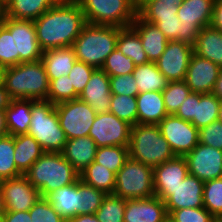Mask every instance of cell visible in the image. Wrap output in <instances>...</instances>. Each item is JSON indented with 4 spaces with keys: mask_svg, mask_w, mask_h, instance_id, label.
Returning <instances> with one entry per match:
<instances>
[{
    "mask_svg": "<svg viewBox=\"0 0 222 222\" xmlns=\"http://www.w3.org/2000/svg\"><path fill=\"white\" fill-rule=\"evenodd\" d=\"M85 24L84 13L76 0H59L34 20L37 40L43 52L72 47Z\"/></svg>",
    "mask_w": 222,
    "mask_h": 222,
    "instance_id": "obj_1",
    "label": "cell"
},
{
    "mask_svg": "<svg viewBox=\"0 0 222 222\" xmlns=\"http://www.w3.org/2000/svg\"><path fill=\"white\" fill-rule=\"evenodd\" d=\"M3 85L11 99L47 100L49 80L42 60L5 68Z\"/></svg>",
    "mask_w": 222,
    "mask_h": 222,
    "instance_id": "obj_2",
    "label": "cell"
},
{
    "mask_svg": "<svg viewBox=\"0 0 222 222\" xmlns=\"http://www.w3.org/2000/svg\"><path fill=\"white\" fill-rule=\"evenodd\" d=\"M24 175L40 191L41 197L79 179V173L62 154L53 152H45Z\"/></svg>",
    "mask_w": 222,
    "mask_h": 222,
    "instance_id": "obj_3",
    "label": "cell"
},
{
    "mask_svg": "<svg viewBox=\"0 0 222 222\" xmlns=\"http://www.w3.org/2000/svg\"><path fill=\"white\" fill-rule=\"evenodd\" d=\"M121 27L86 23L72 44L76 59L101 68L117 47Z\"/></svg>",
    "mask_w": 222,
    "mask_h": 222,
    "instance_id": "obj_4",
    "label": "cell"
},
{
    "mask_svg": "<svg viewBox=\"0 0 222 222\" xmlns=\"http://www.w3.org/2000/svg\"><path fill=\"white\" fill-rule=\"evenodd\" d=\"M128 153L129 158L152 167L175 157L158 124L132 126Z\"/></svg>",
    "mask_w": 222,
    "mask_h": 222,
    "instance_id": "obj_5",
    "label": "cell"
},
{
    "mask_svg": "<svg viewBox=\"0 0 222 222\" xmlns=\"http://www.w3.org/2000/svg\"><path fill=\"white\" fill-rule=\"evenodd\" d=\"M27 134L41 145L44 152H62L67 138L60 126L54 103L36 100L32 104L31 123Z\"/></svg>",
    "mask_w": 222,
    "mask_h": 222,
    "instance_id": "obj_6",
    "label": "cell"
},
{
    "mask_svg": "<svg viewBox=\"0 0 222 222\" xmlns=\"http://www.w3.org/2000/svg\"><path fill=\"white\" fill-rule=\"evenodd\" d=\"M86 23L129 27L137 16L138 0H76Z\"/></svg>",
    "mask_w": 222,
    "mask_h": 222,
    "instance_id": "obj_7",
    "label": "cell"
},
{
    "mask_svg": "<svg viewBox=\"0 0 222 222\" xmlns=\"http://www.w3.org/2000/svg\"><path fill=\"white\" fill-rule=\"evenodd\" d=\"M113 195L126 200L155 196L153 167L128 158L116 173Z\"/></svg>",
    "mask_w": 222,
    "mask_h": 222,
    "instance_id": "obj_8",
    "label": "cell"
},
{
    "mask_svg": "<svg viewBox=\"0 0 222 222\" xmlns=\"http://www.w3.org/2000/svg\"><path fill=\"white\" fill-rule=\"evenodd\" d=\"M60 126L68 139L87 137L96 117L91 106L79 98L55 105Z\"/></svg>",
    "mask_w": 222,
    "mask_h": 222,
    "instance_id": "obj_9",
    "label": "cell"
},
{
    "mask_svg": "<svg viewBox=\"0 0 222 222\" xmlns=\"http://www.w3.org/2000/svg\"><path fill=\"white\" fill-rule=\"evenodd\" d=\"M214 2L215 0H183L177 11L182 26L181 42L194 46L200 29L211 25Z\"/></svg>",
    "mask_w": 222,
    "mask_h": 222,
    "instance_id": "obj_10",
    "label": "cell"
},
{
    "mask_svg": "<svg viewBox=\"0 0 222 222\" xmlns=\"http://www.w3.org/2000/svg\"><path fill=\"white\" fill-rule=\"evenodd\" d=\"M131 127L129 123L119 119L116 115L107 112L96 114L88 136L97 147L129 146Z\"/></svg>",
    "mask_w": 222,
    "mask_h": 222,
    "instance_id": "obj_11",
    "label": "cell"
},
{
    "mask_svg": "<svg viewBox=\"0 0 222 222\" xmlns=\"http://www.w3.org/2000/svg\"><path fill=\"white\" fill-rule=\"evenodd\" d=\"M203 191L204 182L189 173L173 190H154L164 201L168 215L173 210L204 207Z\"/></svg>",
    "mask_w": 222,
    "mask_h": 222,
    "instance_id": "obj_12",
    "label": "cell"
},
{
    "mask_svg": "<svg viewBox=\"0 0 222 222\" xmlns=\"http://www.w3.org/2000/svg\"><path fill=\"white\" fill-rule=\"evenodd\" d=\"M158 126L175 156H185L199 143V129L174 114H168Z\"/></svg>",
    "mask_w": 222,
    "mask_h": 222,
    "instance_id": "obj_13",
    "label": "cell"
},
{
    "mask_svg": "<svg viewBox=\"0 0 222 222\" xmlns=\"http://www.w3.org/2000/svg\"><path fill=\"white\" fill-rule=\"evenodd\" d=\"M0 197L3 211H29L41 194L22 174L1 181Z\"/></svg>",
    "mask_w": 222,
    "mask_h": 222,
    "instance_id": "obj_14",
    "label": "cell"
},
{
    "mask_svg": "<svg viewBox=\"0 0 222 222\" xmlns=\"http://www.w3.org/2000/svg\"><path fill=\"white\" fill-rule=\"evenodd\" d=\"M193 53L192 45L179 40H169L164 52L155 63L169 82L182 81L185 79Z\"/></svg>",
    "mask_w": 222,
    "mask_h": 222,
    "instance_id": "obj_15",
    "label": "cell"
},
{
    "mask_svg": "<svg viewBox=\"0 0 222 222\" xmlns=\"http://www.w3.org/2000/svg\"><path fill=\"white\" fill-rule=\"evenodd\" d=\"M184 157L188 173L203 182L222 177V150L198 143Z\"/></svg>",
    "mask_w": 222,
    "mask_h": 222,
    "instance_id": "obj_16",
    "label": "cell"
},
{
    "mask_svg": "<svg viewBox=\"0 0 222 222\" xmlns=\"http://www.w3.org/2000/svg\"><path fill=\"white\" fill-rule=\"evenodd\" d=\"M219 70L220 67L212 61L193 53L184 81L192 92L212 93Z\"/></svg>",
    "mask_w": 222,
    "mask_h": 222,
    "instance_id": "obj_17",
    "label": "cell"
},
{
    "mask_svg": "<svg viewBox=\"0 0 222 222\" xmlns=\"http://www.w3.org/2000/svg\"><path fill=\"white\" fill-rule=\"evenodd\" d=\"M111 96L109 75L96 68L78 98L88 103L96 114H102L109 111Z\"/></svg>",
    "mask_w": 222,
    "mask_h": 222,
    "instance_id": "obj_18",
    "label": "cell"
},
{
    "mask_svg": "<svg viewBox=\"0 0 222 222\" xmlns=\"http://www.w3.org/2000/svg\"><path fill=\"white\" fill-rule=\"evenodd\" d=\"M167 219L164 201L157 196L126 200L124 222H166Z\"/></svg>",
    "mask_w": 222,
    "mask_h": 222,
    "instance_id": "obj_19",
    "label": "cell"
},
{
    "mask_svg": "<svg viewBox=\"0 0 222 222\" xmlns=\"http://www.w3.org/2000/svg\"><path fill=\"white\" fill-rule=\"evenodd\" d=\"M16 65L41 60L43 51L39 46L33 20L15 19Z\"/></svg>",
    "mask_w": 222,
    "mask_h": 222,
    "instance_id": "obj_20",
    "label": "cell"
},
{
    "mask_svg": "<svg viewBox=\"0 0 222 222\" xmlns=\"http://www.w3.org/2000/svg\"><path fill=\"white\" fill-rule=\"evenodd\" d=\"M188 175V165L184 156L153 167L154 190H173Z\"/></svg>",
    "mask_w": 222,
    "mask_h": 222,
    "instance_id": "obj_21",
    "label": "cell"
},
{
    "mask_svg": "<svg viewBox=\"0 0 222 222\" xmlns=\"http://www.w3.org/2000/svg\"><path fill=\"white\" fill-rule=\"evenodd\" d=\"M139 35L149 62H156L165 50L168 39L156 25L146 22L138 15L130 25Z\"/></svg>",
    "mask_w": 222,
    "mask_h": 222,
    "instance_id": "obj_22",
    "label": "cell"
},
{
    "mask_svg": "<svg viewBox=\"0 0 222 222\" xmlns=\"http://www.w3.org/2000/svg\"><path fill=\"white\" fill-rule=\"evenodd\" d=\"M97 148L91 137H77L67 140L61 154L80 173L95 160Z\"/></svg>",
    "mask_w": 222,
    "mask_h": 222,
    "instance_id": "obj_23",
    "label": "cell"
},
{
    "mask_svg": "<svg viewBox=\"0 0 222 222\" xmlns=\"http://www.w3.org/2000/svg\"><path fill=\"white\" fill-rule=\"evenodd\" d=\"M137 100V124H159L168 115L161 92L139 93Z\"/></svg>",
    "mask_w": 222,
    "mask_h": 222,
    "instance_id": "obj_24",
    "label": "cell"
},
{
    "mask_svg": "<svg viewBox=\"0 0 222 222\" xmlns=\"http://www.w3.org/2000/svg\"><path fill=\"white\" fill-rule=\"evenodd\" d=\"M81 191L78 189V180L59 188L45 198L53 205L54 209L65 219L80 215Z\"/></svg>",
    "mask_w": 222,
    "mask_h": 222,
    "instance_id": "obj_25",
    "label": "cell"
},
{
    "mask_svg": "<svg viewBox=\"0 0 222 222\" xmlns=\"http://www.w3.org/2000/svg\"><path fill=\"white\" fill-rule=\"evenodd\" d=\"M193 48L198 56L222 67V32L218 29L211 25L201 28Z\"/></svg>",
    "mask_w": 222,
    "mask_h": 222,
    "instance_id": "obj_26",
    "label": "cell"
},
{
    "mask_svg": "<svg viewBox=\"0 0 222 222\" xmlns=\"http://www.w3.org/2000/svg\"><path fill=\"white\" fill-rule=\"evenodd\" d=\"M36 100L11 99L5 109L8 134H27L31 123V107Z\"/></svg>",
    "mask_w": 222,
    "mask_h": 222,
    "instance_id": "obj_27",
    "label": "cell"
},
{
    "mask_svg": "<svg viewBox=\"0 0 222 222\" xmlns=\"http://www.w3.org/2000/svg\"><path fill=\"white\" fill-rule=\"evenodd\" d=\"M41 60L46 68L48 80L52 81L67 76L77 59L73 48L65 47L44 51Z\"/></svg>",
    "mask_w": 222,
    "mask_h": 222,
    "instance_id": "obj_28",
    "label": "cell"
},
{
    "mask_svg": "<svg viewBox=\"0 0 222 222\" xmlns=\"http://www.w3.org/2000/svg\"><path fill=\"white\" fill-rule=\"evenodd\" d=\"M14 145V161L22 174L45 153L41 145L28 134L14 136Z\"/></svg>",
    "mask_w": 222,
    "mask_h": 222,
    "instance_id": "obj_29",
    "label": "cell"
},
{
    "mask_svg": "<svg viewBox=\"0 0 222 222\" xmlns=\"http://www.w3.org/2000/svg\"><path fill=\"white\" fill-rule=\"evenodd\" d=\"M183 0H138L137 15L153 24L157 19L175 18Z\"/></svg>",
    "mask_w": 222,
    "mask_h": 222,
    "instance_id": "obj_30",
    "label": "cell"
},
{
    "mask_svg": "<svg viewBox=\"0 0 222 222\" xmlns=\"http://www.w3.org/2000/svg\"><path fill=\"white\" fill-rule=\"evenodd\" d=\"M59 0H11L7 16L16 20H36Z\"/></svg>",
    "mask_w": 222,
    "mask_h": 222,
    "instance_id": "obj_31",
    "label": "cell"
},
{
    "mask_svg": "<svg viewBox=\"0 0 222 222\" xmlns=\"http://www.w3.org/2000/svg\"><path fill=\"white\" fill-rule=\"evenodd\" d=\"M132 75L138 86L139 93L150 91L162 92L169 82L158 70L154 62L135 66Z\"/></svg>",
    "mask_w": 222,
    "mask_h": 222,
    "instance_id": "obj_32",
    "label": "cell"
},
{
    "mask_svg": "<svg viewBox=\"0 0 222 222\" xmlns=\"http://www.w3.org/2000/svg\"><path fill=\"white\" fill-rule=\"evenodd\" d=\"M116 174L106 168L104 165L93 161L82 172L79 173V179L104 191L106 194H113L115 189Z\"/></svg>",
    "mask_w": 222,
    "mask_h": 222,
    "instance_id": "obj_33",
    "label": "cell"
},
{
    "mask_svg": "<svg viewBox=\"0 0 222 222\" xmlns=\"http://www.w3.org/2000/svg\"><path fill=\"white\" fill-rule=\"evenodd\" d=\"M221 101L213 93H196L195 117L191 123L197 128L218 120Z\"/></svg>",
    "mask_w": 222,
    "mask_h": 222,
    "instance_id": "obj_34",
    "label": "cell"
},
{
    "mask_svg": "<svg viewBox=\"0 0 222 222\" xmlns=\"http://www.w3.org/2000/svg\"><path fill=\"white\" fill-rule=\"evenodd\" d=\"M117 48L122 51L123 55L130 57L136 66L149 62L140 37L131 26L119 30Z\"/></svg>",
    "mask_w": 222,
    "mask_h": 222,
    "instance_id": "obj_35",
    "label": "cell"
},
{
    "mask_svg": "<svg viewBox=\"0 0 222 222\" xmlns=\"http://www.w3.org/2000/svg\"><path fill=\"white\" fill-rule=\"evenodd\" d=\"M0 65H16L15 19L9 17L0 25Z\"/></svg>",
    "mask_w": 222,
    "mask_h": 222,
    "instance_id": "obj_36",
    "label": "cell"
},
{
    "mask_svg": "<svg viewBox=\"0 0 222 222\" xmlns=\"http://www.w3.org/2000/svg\"><path fill=\"white\" fill-rule=\"evenodd\" d=\"M14 136L7 134L0 137V180L22 175L14 161Z\"/></svg>",
    "mask_w": 222,
    "mask_h": 222,
    "instance_id": "obj_37",
    "label": "cell"
},
{
    "mask_svg": "<svg viewBox=\"0 0 222 222\" xmlns=\"http://www.w3.org/2000/svg\"><path fill=\"white\" fill-rule=\"evenodd\" d=\"M128 158V147L104 146L97 148L94 161L98 164L104 165L116 174L123 167Z\"/></svg>",
    "mask_w": 222,
    "mask_h": 222,
    "instance_id": "obj_38",
    "label": "cell"
},
{
    "mask_svg": "<svg viewBox=\"0 0 222 222\" xmlns=\"http://www.w3.org/2000/svg\"><path fill=\"white\" fill-rule=\"evenodd\" d=\"M130 125L137 124V100L134 96L112 94L109 111Z\"/></svg>",
    "mask_w": 222,
    "mask_h": 222,
    "instance_id": "obj_39",
    "label": "cell"
},
{
    "mask_svg": "<svg viewBox=\"0 0 222 222\" xmlns=\"http://www.w3.org/2000/svg\"><path fill=\"white\" fill-rule=\"evenodd\" d=\"M126 199L107 194L95 213L100 222H124Z\"/></svg>",
    "mask_w": 222,
    "mask_h": 222,
    "instance_id": "obj_40",
    "label": "cell"
},
{
    "mask_svg": "<svg viewBox=\"0 0 222 222\" xmlns=\"http://www.w3.org/2000/svg\"><path fill=\"white\" fill-rule=\"evenodd\" d=\"M203 204L216 219L222 218V177L204 182Z\"/></svg>",
    "mask_w": 222,
    "mask_h": 222,
    "instance_id": "obj_41",
    "label": "cell"
},
{
    "mask_svg": "<svg viewBox=\"0 0 222 222\" xmlns=\"http://www.w3.org/2000/svg\"><path fill=\"white\" fill-rule=\"evenodd\" d=\"M191 92L184 80L168 82V85L161 92L167 113L175 114Z\"/></svg>",
    "mask_w": 222,
    "mask_h": 222,
    "instance_id": "obj_42",
    "label": "cell"
},
{
    "mask_svg": "<svg viewBox=\"0 0 222 222\" xmlns=\"http://www.w3.org/2000/svg\"><path fill=\"white\" fill-rule=\"evenodd\" d=\"M78 189L81 191L80 215L95 214L107 194L80 179H78Z\"/></svg>",
    "mask_w": 222,
    "mask_h": 222,
    "instance_id": "obj_43",
    "label": "cell"
},
{
    "mask_svg": "<svg viewBox=\"0 0 222 222\" xmlns=\"http://www.w3.org/2000/svg\"><path fill=\"white\" fill-rule=\"evenodd\" d=\"M135 66L132 59L123 55L122 51L116 47L106 58L101 69L109 76H119L132 74Z\"/></svg>",
    "mask_w": 222,
    "mask_h": 222,
    "instance_id": "obj_44",
    "label": "cell"
},
{
    "mask_svg": "<svg viewBox=\"0 0 222 222\" xmlns=\"http://www.w3.org/2000/svg\"><path fill=\"white\" fill-rule=\"evenodd\" d=\"M78 96L79 95L75 92L74 87H71L70 77L68 75L49 81L47 101L56 105L76 99Z\"/></svg>",
    "mask_w": 222,
    "mask_h": 222,
    "instance_id": "obj_45",
    "label": "cell"
},
{
    "mask_svg": "<svg viewBox=\"0 0 222 222\" xmlns=\"http://www.w3.org/2000/svg\"><path fill=\"white\" fill-rule=\"evenodd\" d=\"M168 219L171 222H214L216 218L204 207L173 210Z\"/></svg>",
    "mask_w": 222,
    "mask_h": 222,
    "instance_id": "obj_46",
    "label": "cell"
},
{
    "mask_svg": "<svg viewBox=\"0 0 222 222\" xmlns=\"http://www.w3.org/2000/svg\"><path fill=\"white\" fill-rule=\"evenodd\" d=\"M29 214L31 222H66L45 197L36 202L29 210Z\"/></svg>",
    "mask_w": 222,
    "mask_h": 222,
    "instance_id": "obj_47",
    "label": "cell"
},
{
    "mask_svg": "<svg viewBox=\"0 0 222 222\" xmlns=\"http://www.w3.org/2000/svg\"><path fill=\"white\" fill-rule=\"evenodd\" d=\"M95 69V67L82 61L76 60L74 63L68 76L70 77L71 87H74V90L78 95L83 91Z\"/></svg>",
    "mask_w": 222,
    "mask_h": 222,
    "instance_id": "obj_48",
    "label": "cell"
},
{
    "mask_svg": "<svg viewBox=\"0 0 222 222\" xmlns=\"http://www.w3.org/2000/svg\"><path fill=\"white\" fill-rule=\"evenodd\" d=\"M111 94L136 97L139 94L138 86L132 74L109 76Z\"/></svg>",
    "mask_w": 222,
    "mask_h": 222,
    "instance_id": "obj_49",
    "label": "cell"
},
{
    "mask_svg": "<svg viewBox=\"0 0 222 222\" xmlns=\"http://www.w3.org/2000/svg\"><path fill=\"white\" fill-rule=\"evenodd\" d=\"M199 143L222 150V123L217 120L200 128Z\"/></svg>",
    "mask_w": 222,
    "mask_h": 222,
    "instance_id": "obj_50",
    "label": "cell"
},
{
    "mask_svg": "<svg viewBox=\"0 0 222 222\" xmlns=\"http://www.w3.org/2000/svg\"><path fill=\"white\" fill-rule=\"evenodd\" d=\"M165 35L168 40H179L182 33V26L179 18L157 19L154 23Z\"/></svg>",
    "mask_w": 222,
    "mask_h": 222,
    "instance_id": "obj_51",
    "label": "cell"
},
{
    "mask_svg": "<svg viewBox=\"0 0 222 222\" xmlns=\"http://www.w3.org/2000/svg\"><path fill=\"white\" fill-rule=\"evenodd\" d=\"M196 93L191 92L174 114L176 117L191 122L195 117Z\"/></svg>",
    "mask_w": 222,
    "mask_h": 222,
    "instance_id": "obj_52",
    "label": "cell"
},
{
    "mask_svg": "<svg viewBox=\"0 0 222 222\" xmlns=\"http://www.w3.org/2000/svg\"><path fill=\"white\" fill-rule=\"evenodd\" d=\"M4 222H31L29 211H3Z\"/></svg>",
    "mask_w": 222,
    "mask_h": 222,
    "instance_id": "obj_53",
    "label": "cell"
},
{
    "mask_svg": "<svg viewBox=\"0 0 222 222\" xmlns=\"http://www.w3.org/2000/svg\"><path fill=\"white\" fill-rule=\"evenodd\" d=\"M211 26L222 32V0H215Z\"/></svg>",
    "mask_w": 222,
    "mask_h": 222,
    "instance_id": "obj_54",
    "label": "cell"
},
{
    "mask_svg": "<svg viewBox=\"0 0 222 222\" xmlns=\"http://www.w3.org/2000/svg\"><path fill=\"white\" fill-rule=\"evenodd\" d=\"M11 98L4 85H0V110H5L10 104Z\"/></svg>",
    "mask_w": 222,
    "mask_h": 222,
    "instance_id": "obj_55",
    "label": "cell"
},
{
    "mask_svg": "<svg viewBox=\"0 0 222 222\" xmlns=\"http://www.w3.org/2000/svg\"><path fill=\"white\" fill-rule=\"evenodd\" d=\"M66 222H100L95 214H86V215H77L75 217H72Z\"/></svg>",
    "mask_w": 222,
    "mask_h": 222,
    "instance_id": "obj_56",
    "label": "cell"
},
{
    "mask_svg": "<svg viewBox=\"0 0 222 222\" xmlns=\"http://www.w3.org/2000/svg\"><path fill=\"white\" fill-rule=\"evenodd\" d=\"M212 93L222 101V67H220L218 79L215 82Z\"/></svg>",
    "mask_w": 222,
    "mask_h": 222,
    "instance_id": "obj_57",
    "label": "cell"
},
{
    "mask_svg": "<svg viewBox=\"0 0 222 222\" xmlns=\"http://www.w3.org/2000/svg\"><path fill=\"white\" fill-rule=\"evenodd\" d=\"M7 134L6 113L5 110H0V137Z\"/></svg>",
    "mask_w": 222,
    "mask_h": 222,
    "instance_id": "obj_58",
    "label": "cell"
},
{
    "mask_svg": "<svg viewBox=\"0 0 222 222\" xmlns=\"http://www.w3.org/2000/svg\"><path fill=\"white\" fill-rule=\"evenodd\" d=\"M7 4L0 0V25L7 19Z\"/></svg>",
    "mask_w": 222,
    "mask_h": 222,
    "instance_id": "obj_59",
    "label": "cell"
},
{
    "mask_svg": "<svg viewBox=\"0 0 222 222\" xmlns=\"http://www.w3.org/2000/svg\"><path fill=\"white\" fill-rule=\"evenodd\" d=\"M4 72H5V68L2 65H0V85L3 84Z\"/></svg>",
    "mask_w": 222,
    "mask_h": 222,
    "instance_id": "obj_60",
    "label": "cell"
},
{
    "mask_svg": "<svg viewBox=\"0 0 222 222\" xmlns=\"http://www.w3.org/2000/svg\"><path fill=\"white\" fill-rule=\"evenodd\" d=\"M218 121L220 123H222V101H221L220 110H219V113H218Z\"/></svg>",
    "mask_w": 222,
    "mask_h": 222,
    "instance_id": "obj_61",
    "label": "cell"
},
{
    "mask_svg": "<svg viewBox=\"0 0 222 222\" xmlns=\"http://www.w3.org/2000/svg\"><path fill=\"white\" fill-rule=\"evenodd\" d=\"M0 191H1V180H0ZM0 213H3L2 203H1V197H0Z\"/></svg>",
    "mask_w": 222,
    "mask_h": 222,
    "instance_id": "obj_62",
    "label": "cell"
},
{
    "mask_svg": "<svg viewBox=\"0 0 222 222\" xmlns=\"http://www.w3.org/2000/svg\"><path fill=\"white\" fill-rule=\"evenodd\" d=\"M0 222H4L3 213H0Z\"/></svg>",
    "mask_w": 222,
    "mask_h": 222,
    "instance_id": "obj_63",
    "label": "cell"
},
{
    "mask_svg": "<svg viewBox=\"0 0 222 222\" xmlns=\"http://www.w3.org/2000/svg\"><path fill=\"white\" fill-rule=\"evenodd\" d=\"M4 3L8 4L11 0H2Z\"/></svg>",
    "mask_w": 222,
    "mask_h": 222,
    "instance_id": "obj_64",
    "label": "cell"
},
{
    "mask_svg": "<svg viewBox=\"0 0 222 222\" xmlns=\"http://www.w3.org/2000/svg\"><path fill=\"white\" fill-rule=\"evenodd\" d=\"M214 222H222L220 219H216Z\"/></svg>",
    "mask_w": 222,
    "mask_h": 222,
    "instance_id": "obj_65",
    "label": "cell"
}]
</instances>
